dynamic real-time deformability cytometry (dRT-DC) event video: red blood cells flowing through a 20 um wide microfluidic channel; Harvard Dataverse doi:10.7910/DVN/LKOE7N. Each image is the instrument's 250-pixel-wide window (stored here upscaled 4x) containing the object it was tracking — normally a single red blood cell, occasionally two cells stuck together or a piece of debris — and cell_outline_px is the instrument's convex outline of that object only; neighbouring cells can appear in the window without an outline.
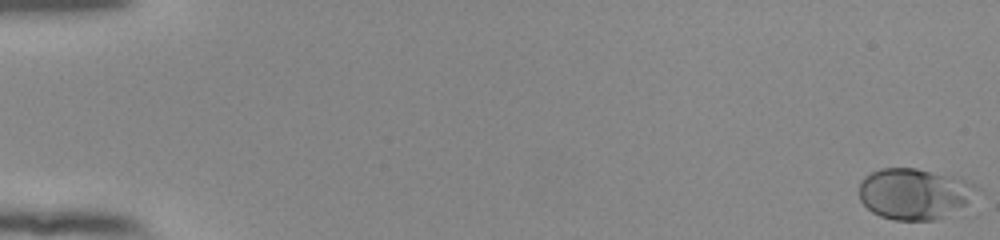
{"species": "human", "species_latin": "Homo sapiens", "temperature_condition": "room temperature", "stored_images_in_passage": 55, "camera_frame_rate_fps": 3000, "um_per_image_px": 0.085, "donor": {"sex": "female"}, "frame": {"image": 1, "passage_image": 1, "time_ms": 0.0, "image_size_px": [1000, 240], "cell_outline_px": [[980, 188], [964, 216], [936, 220], [896, 220], [880, 216], [872, 212], [860, 200], [860, 180], [864, 176], [880, 168], [916, 168], [960, 176], [976, 184]], "centroid_in_image_um": [77.91, 16.5], "position_along_channel_um": 7.1, "area_um2": 36.88}}
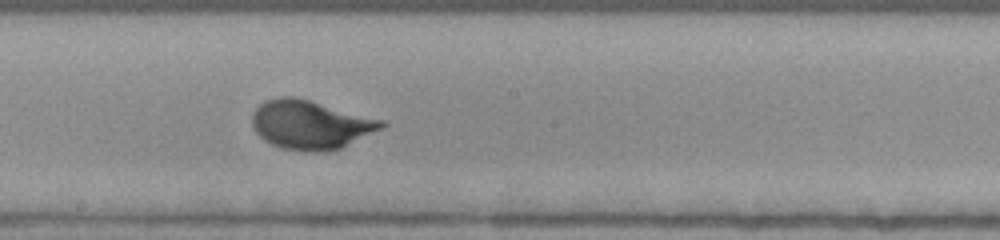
{"frame": {"image": 2, "passage_image": 32, "time_ms": 10.333, "image_size_px": [1000, 240], "cell_outline_px": [[388, 124], [384, 128], [340, 148], [324, 152], [308, 152], [280, 148], [264, 140], [252, 128], [252, 112], [264, 100], [276, 96], [292, 96], [388, 120]], "centroid_in_image_um": [26.42, 10.59], "position_along_channel_um": 221.8, "area_um2": 37.34}}
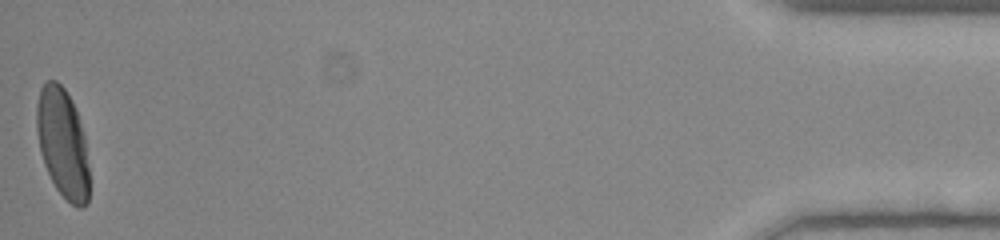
{"frame": {"image": 3, "passage_image": 55, "time_ms": 18.0, "image_size_px": [1000, 240], "cell_outline_px": [[88, 204], [84, 208], [76, 208], [56, 188], [44, 164], [40, 152], [36, 132], [36, 104], [40, 88], [48, 80], [56, 80], [64, 88], [76, 108], [84, 132], [88, 168]], "centroid_in_image_um": [5.32, 12.15], "position_along_channel_um": 429.9, "area_um2": 33.64}, "authors_computed_cell_mechanics": {"area_um2": 33.9286, "velocity_mm_per_s": 3.8461, "shape_relaxation_time_tau1_ms": 3.0435, "shape_relaxation_time_tau2_ms": null, "deformation_change_tau1": 0.1502, "deformation_change_tau2": null}}